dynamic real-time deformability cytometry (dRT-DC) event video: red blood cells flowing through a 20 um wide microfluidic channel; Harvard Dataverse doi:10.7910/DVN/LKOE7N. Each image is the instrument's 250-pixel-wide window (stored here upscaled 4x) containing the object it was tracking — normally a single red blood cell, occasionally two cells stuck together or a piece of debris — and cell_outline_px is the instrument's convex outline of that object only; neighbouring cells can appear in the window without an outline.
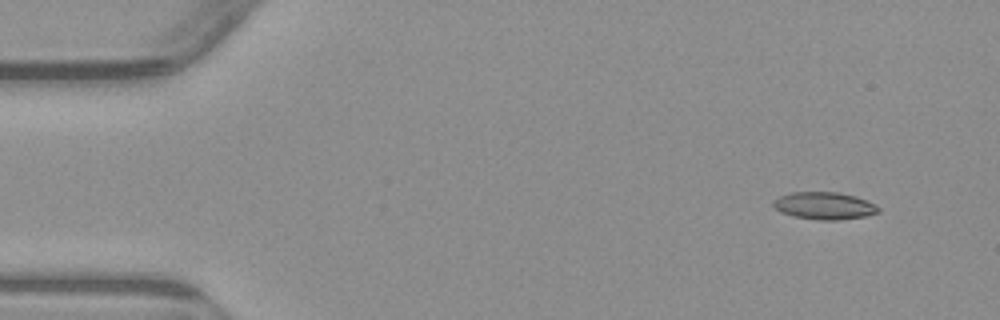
{"species": "common noctule bat (a hibernating species)", "species_latin": "Nyctalus noctula", "temperature_condition": "warm", "stored_images_in_passage": 8, "camera_frame_rate_fps": 3000, "um_per_image_px": 0.085, "animal": {"sex": "male", "body_mass_g": 23.1, "forearm_length_mm": 52.7}, "frame": {"image": 1, "passage_image": 2, "time_ms": 1.0, "image_size_px": [1000, 320], "cell_outline_px": [[880, 212], [864, 216], [836, 220], [820, 220], [796, 216], [780, 212], [772, 204], [772, 200], [780, 196], [792, 192], [840, 192], [856, 196], [876, 204], [880, 208]], "centroid_in_image_um": [70.08, 17.47], "position_along_channel_um": 14.9, "area_um2": 16.7}}
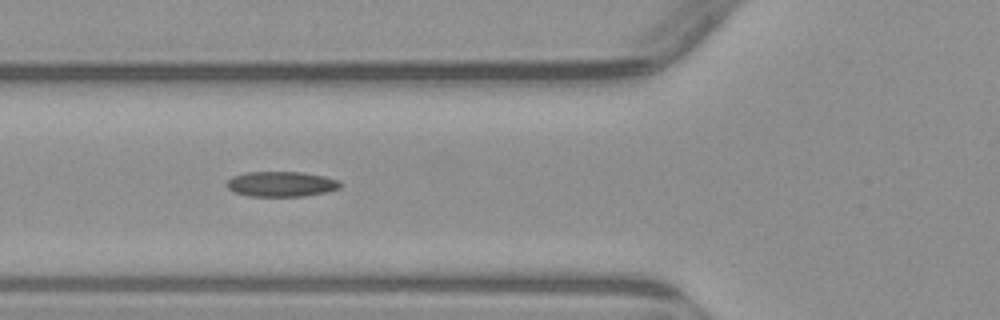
{"frame": {"image": 2, "passage_image": 6, "time_ms": 6.0, "image_size_px": [1000, 320], "cell_outline_px": [[344, 184], [340, 188], [328, 192], [304, 196], [248, 196], [232, 192], [224, 184], [232, 176], [244, 172], [304, 172], [324, 176], [340, 180]], "centroid_in_image_um": [23.92, 15.64], "position_along_channel_um": 101.9, "area_um2": 17.05}}
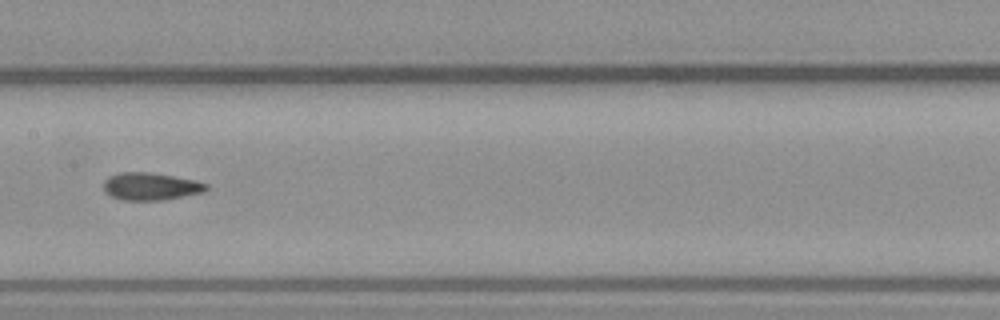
{"frame": {"image": 3, "passage_image": 8, "time_ms": 8.333, "image_size_px": [1000, 320], "cell_outline_px": [[208, 188], [204, 192], [164, 200], [120, 200], [104, 192], [104, 180], [108, 176], [120, 172], [148, 172], [196, 180], [208, 184]], "centroid_in_image_um": [12.8, 15.84], "position_along_channel_um": 194.6, "area_um2": 16.53}}